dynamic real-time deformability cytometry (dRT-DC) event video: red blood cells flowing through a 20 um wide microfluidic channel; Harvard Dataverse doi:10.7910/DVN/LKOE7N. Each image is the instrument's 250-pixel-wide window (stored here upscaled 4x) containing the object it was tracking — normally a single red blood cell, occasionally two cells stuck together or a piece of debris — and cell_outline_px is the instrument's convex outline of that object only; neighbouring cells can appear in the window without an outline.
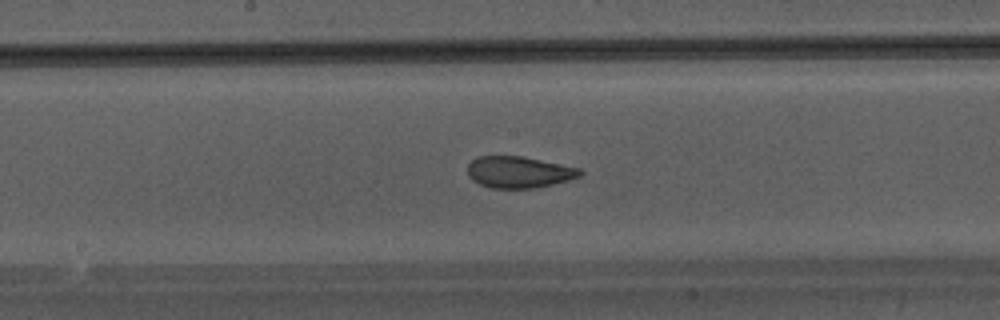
{"species": "Egyptian fruit bat (a non-hibernating species)", "species_latin": "Rousettus aegyptiacus", "temperature_condition": "warm", "stored_images_in_passage": 31, "camera_frame_rate_fps": 3000, "um_per_image_px": 0.085, "animal": {"sex": "male"}, "frame": {"image": 1, "passage_image": 10, "time_ms": 3.0, "image_size_px": [1000, 320], "cell_outline_px": [[584, 172], [580, 176], [568, 180], [536, 188], [492, 188], [480, 184], [472, 180], [468, 176], [468, 164], [476, 156], [520, 156], [580, 168]], "centroid_in_image_um": [44.09, 14.63], "position_along_channel_um": 204.1, "area_um2": 20.58}}